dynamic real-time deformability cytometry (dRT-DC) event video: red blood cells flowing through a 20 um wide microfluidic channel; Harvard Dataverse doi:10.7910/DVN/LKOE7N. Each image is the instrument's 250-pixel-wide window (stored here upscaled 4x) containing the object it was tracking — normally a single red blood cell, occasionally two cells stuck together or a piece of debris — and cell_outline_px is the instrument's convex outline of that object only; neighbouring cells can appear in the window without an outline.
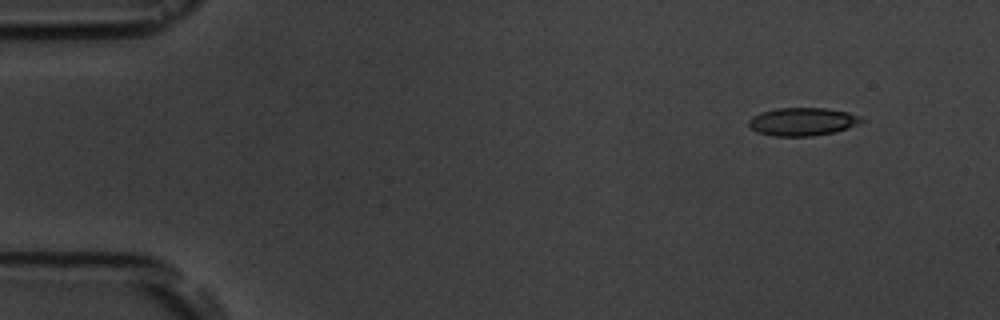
{"species": "common noctule bat (a hibernating species)", "species_latin": "Nyctalus noctula", "temperature_condition": "room temperature", "stored_images_in_passage": 4, "camera_frame_rate_fps": 3000, "um_per_image_px": 0.085, "animal": {"sex": "male", "body_mass_g": 19.5, "forearm_length_mm": 54.6}, "frame": {"image": 1, "passage_image": 1, "time_ms": 0.0, "image_size_px": [1000, 320], "cell_outline_px": [[864, 120], [860, 124], [848, 128], [832, 132], [812, 136], [772, 136], [756, 132], [748, 124], [748, 120], [752, 116], [776, 108], [824, 108], [848, 112], [860, 116]], "centroid_in_image_um": [68.21, 10.34], "position_along_channel_um": 16.8, "area_um2": 18.38}}
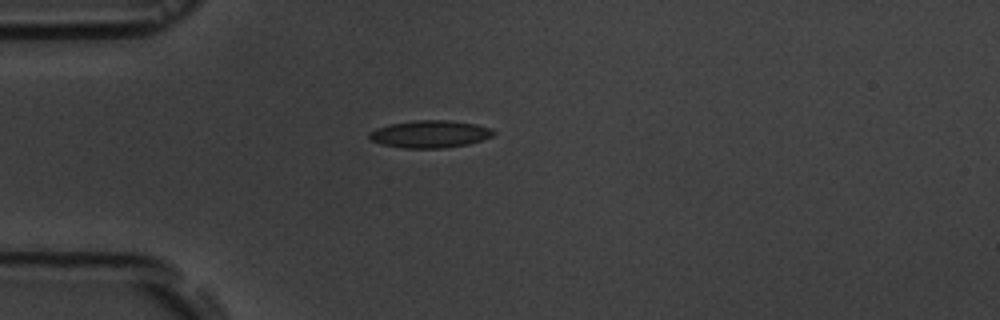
{"frame": {"image": 2, "passage_image": 4, "time_ms": 3.333, "image_size_px": [1000, 320], "cell_outline_px": [[496, 132], [492, 136], [468, 144], [444, 148], [400, 148], [380, 144], [372, 140], [368, 136], [368, 132], [376, 128], [388, 124], [412, 120], [448, 120], [476, 124], [492, 128]], "centroid_in_image_um": [36.51, 11.39], "position_along_channel_um": 48.5, "area_um2": 20.0}}